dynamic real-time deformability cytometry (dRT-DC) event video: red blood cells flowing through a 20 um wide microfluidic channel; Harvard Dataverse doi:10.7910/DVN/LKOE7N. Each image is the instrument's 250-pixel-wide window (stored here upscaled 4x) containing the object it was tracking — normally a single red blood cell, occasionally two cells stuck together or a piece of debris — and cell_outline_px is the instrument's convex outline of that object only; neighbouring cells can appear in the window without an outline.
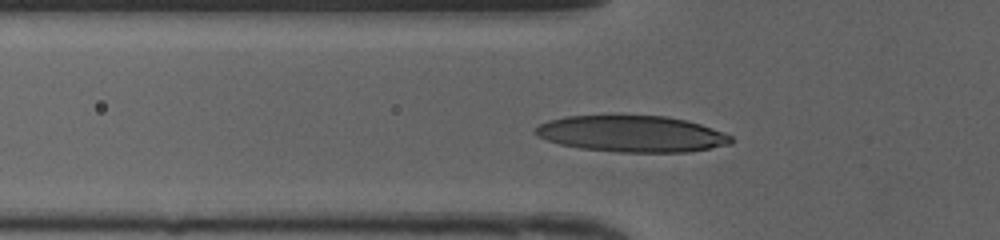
{"species": "human", "species_latin": "Homo sapiens", "temperature_condition": "cold", "stored_images_in_passage": 38, "camera_frame_rate_fps": 3000, "um_per_image_px": 0.085, "donor": {"sex": "female"}, "frame": {"image": 1, "passage_image": 10, "time_ms": 3.0, "image_size_px": [1000, 240], "cell_outline_px": [[732, 144], [688, 152], [616, 152], [580, 148], [560, 144], [548, 140], [532, 132], [540, 124], [548, 120], [564, 116], [668, 116], [700, 124], [724, 132], [732, 136]], "centroid_in_image_um": [53.72, 11.38], "position_along_channel_um": 72.1, "area_um2": 41.33}}
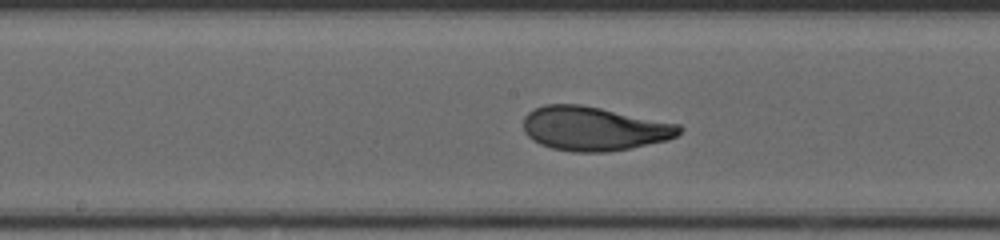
{"frame": {"image": 2, "passage_image": 19, "time_ms": 6.0, "image_size_px": [1000, 240], "cell_outline_px": [[684, 128], [676, 136], [668, 140], [608, 152], [572, 152], [552, 148], [540, 144], [532, 140], [524, 132], [524, 116], [528, 112], [544, 104], [580, 104], [680, 124]], "centroid_in_image_um": [50.48, 10.93], "position_along_channel_um": 197.7, "area_um2": 40.0}}
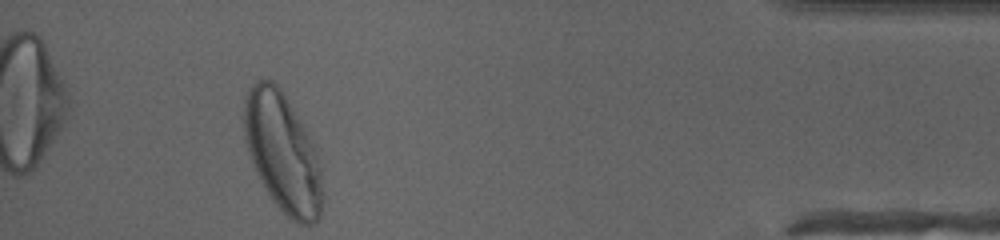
{"frame": {"image": 3, "passage_image": 38, "time_ms": 12.333, "image_size_px": [1000, 240], "cell_outline_px": [[324, 204], [320, 216], [316, 224], [296, 224], [272, 200], [264, 188], [256, 172], [248, 152], [244, 140], [244, 96], [248, 88], [256, 80], [272, 80], [280, 88], [304, 128], [316, 152], [320, 168], [324, 192]], "centroid_in_image_um": [24.02, 13.02], "position_along_channel_um": 411.2, "area_um2": 54.45}, "authors_computed_cell_mechanics": {"area_um2": 39.7664, "velocity_mm_per_s": 4.1787, "shape_relaxation_time_tau1_ms": 2.8616, "shape_relaxation_time_tau2_ms": null, "deformation_change_tau1": 0.1698, "deformation_change_tau2": null}}